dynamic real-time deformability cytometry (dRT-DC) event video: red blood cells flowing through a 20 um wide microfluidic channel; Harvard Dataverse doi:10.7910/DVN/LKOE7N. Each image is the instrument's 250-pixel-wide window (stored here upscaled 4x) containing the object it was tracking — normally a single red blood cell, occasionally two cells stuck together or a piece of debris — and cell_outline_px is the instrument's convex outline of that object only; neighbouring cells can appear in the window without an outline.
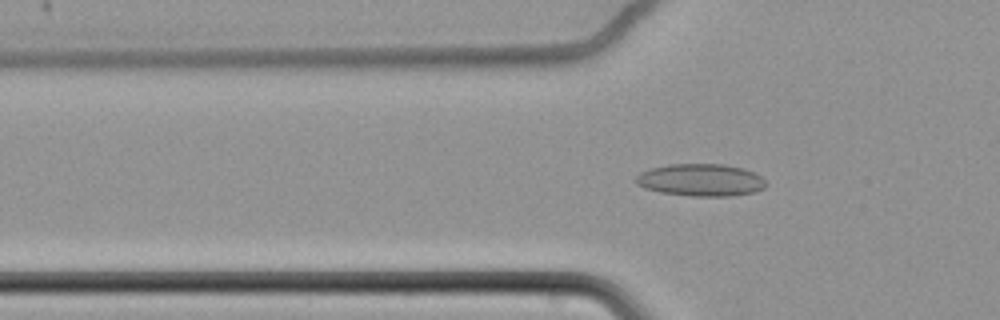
{"species": "common noctule bat (a hibernating species)", "species_latin": "Nyctalus noctula", "temperature_condition": "cold", "stored_images_in_passage": 64, "camera_frame_rate_fps": 3000, "um_per_image_px": 0.085, "animal": {"sex": "female", "body_mass_g": 22.7, "forearm_length_mm": 54.2}, "frame": {"image": 1, "passage_image": 24, "time_ms": 7.667, "image_size_px": [1000, 320], "cell_outline_px": [[768, 184], [764, 188], [756, 192], [732, 196], [692, 196], [660, 192], [644, 188], [636, 184], [632, 180], [640, 172], [648, 168], [668, 164], [724, 164], [744, 168], [760, 176]], "centroid_in_image_um": [59.53, 15.3], "position_along_channel_um": 66.3, "area_um2": 24.85}}
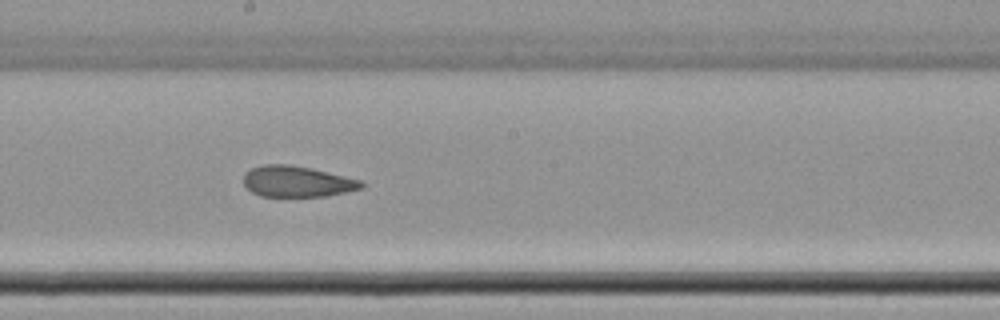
{"frame": {"image": 2, "passage_image": 38, "time_ms": 12.333, "image_size_px": [1000, 320], "cell_outline_px": [[364, 188], [328, 196], [260, 196], [252, 192], [244, 184], [244, 172], [252, 168], [264, 164], [288, 164], [312, 168], [360, 180], [364, 184]], "centroid_in_image_um": [25.25, 15.42], "position_along_channel_um": 223.0, "area_um2": 21.27}}
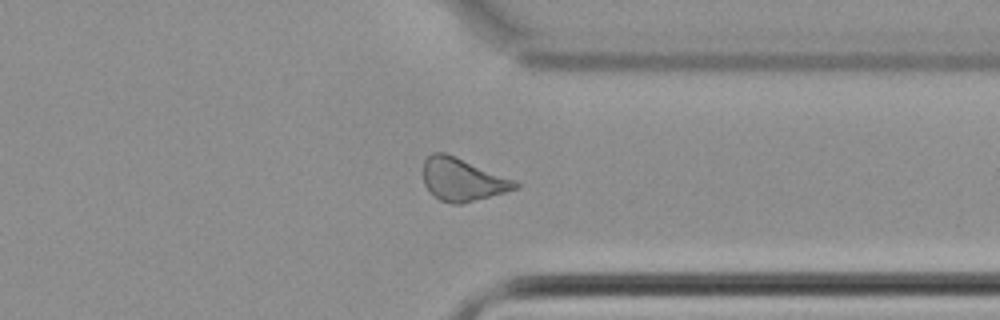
{"frame": {"image": 3, "passage_image": 51, "time_ms": 16.667, "image_size_px": [1000, 320], "cell_outline_px": [[520, 188], [460, 204], [452, 204], [440, 200], [432, 196], [428, 192], [424, 184], [424, 160], [432, 152], [444, 152], [456, 156], [516, 180], [520, 184]], "centroid_in_image_um": [39.31, 15.26], "position_along_channel_um": 372.1, "area_um2": 23.12}, "authors_computed_cell_mechanics": {"area_um2": 23.698, "velocity_mm_per_s": 3.4466, "shape_relaxation_time_tau1_ms": null, "shape_relaxation_time_tau2_ms": 2.3331, "deformation_change_tau1": null, "deformation_change_tau2": 0.0872}}